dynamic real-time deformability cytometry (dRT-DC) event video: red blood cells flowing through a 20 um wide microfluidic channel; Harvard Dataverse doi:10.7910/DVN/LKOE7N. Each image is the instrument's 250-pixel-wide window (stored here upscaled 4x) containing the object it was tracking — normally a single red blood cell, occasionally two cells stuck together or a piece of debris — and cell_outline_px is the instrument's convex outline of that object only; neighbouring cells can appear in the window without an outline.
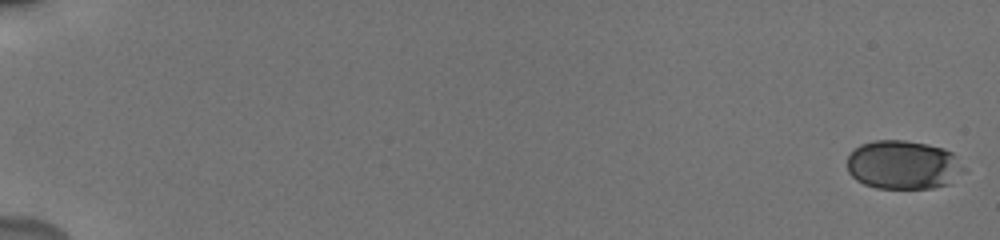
{"species": "human", "species_latin": "Homo sapiens", "temperature_condition": "cold", "stored_images_in_passage": 56, "camera_frame_rate_fps": 3000, "um_per_image_px": 0.085, "donor": {"sex": "male"}, "frame": {"image": 1, "passage_image": 1, "time_ms": 0.0, "image_size_px": [1000, 240], "cell_outline_px": [[968, 168], [964, 172], [948, 184], [932, 188], [876, 188], [864, 184], [856, 180], [848, 172], [848, 156], [860, 144], [876, 140], [904, 140], [928, 144], [944, 148], [952, 152]], "centroid_in_image_um": [76.81, 14.01], "position_along_channel_um": 8.2, "area_um2": 33.47}}
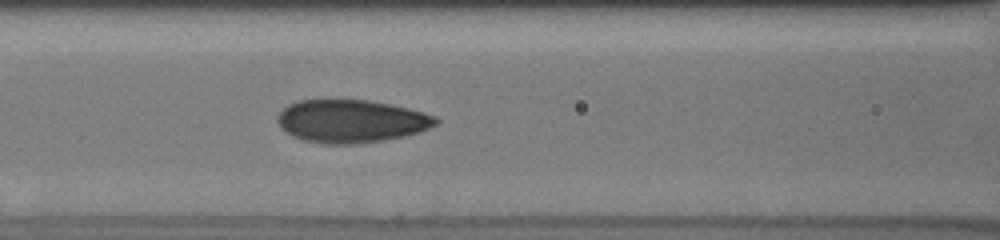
{"frame": {"image": 2, "passage_image": 34, "time_ms": 8.667, "image_size_px": [1000, 240], "cell_outline_px": [[440, 120], [436, 124], [420, 132], [404, 136], [380, 140], [352, 144], [324, 144], [304, 140], [292, 136], [276, 120], [276, 116], [288, 104], [296, 100], [368, 100], [408, 108], [424, 112], [436, 116]], "centroid_in_image_um": [29.85, 10.29], "position_along_channel_um": 136.7, "area_um2": 39.36}}
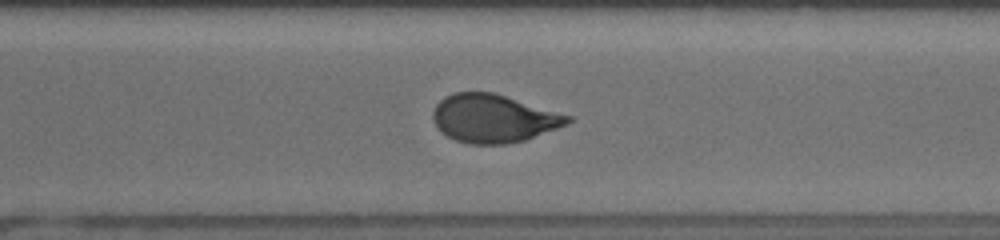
{"frame": {"image": 3, "passage_image": 52, "time_ms": 13.667, "image_size_px": [1000, 240], "cell_outline_px": [[572, 120], [568, 124], [524, 140], [504, 144], [468, 144], [456, 140], [448, 136], [436, 128], [432, 120], [432, 112], [436, 104], [444, 96], [452, 92], [492, 92], [572, 116]], "centroid_in_image_um": [41.9, 10.06], "position_along_channel_um": 328.7, "area_um2": 37.74}}